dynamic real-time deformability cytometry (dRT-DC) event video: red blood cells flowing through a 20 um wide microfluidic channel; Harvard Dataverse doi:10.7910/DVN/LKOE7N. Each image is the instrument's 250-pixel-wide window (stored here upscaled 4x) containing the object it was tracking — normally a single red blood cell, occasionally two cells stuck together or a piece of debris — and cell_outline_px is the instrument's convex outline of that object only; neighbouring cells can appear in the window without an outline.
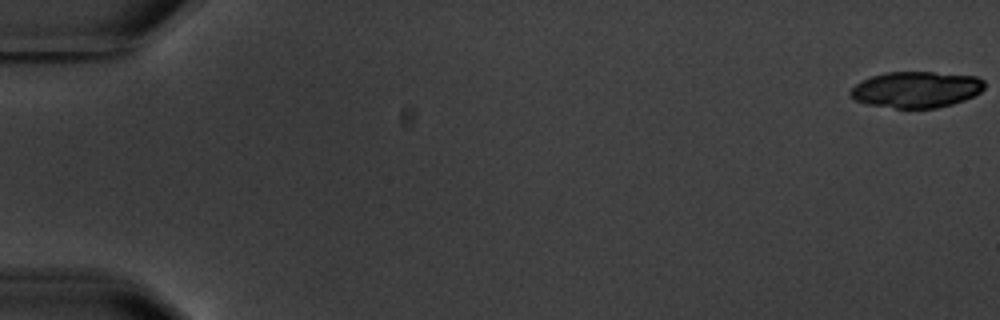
{"species": "common noctule bat (a hibernating species)", "species_latin": "Nyctalus noctula", "temperature_condition": "warm", "stored_images_in_passage": 5, "camera_frame_rate_fps": 3000, "um_per_image_px": 0.085, "animal": {"sex": "male", "body_mass_g": 20.1, "forearm_length_mm": 53.5}, "frame": {"image": 1, "passage_image": 1, "time_ms": 0.0, "image_size_px": [1000, 320], "cell_outline_px": [[984, 88], [980, 92], [964, 100], [952, 104], [936, 108], [896, 108], [868, 104], [856, 100], [848, 92], [856, 84], [872, 76], [888, 72], [932, 72], [976, 76], [984, 80]], "centroid_in_image_um": [77.9, 7.61], "position_along_channel_um": 7.1, "area_um2": 28.03}}